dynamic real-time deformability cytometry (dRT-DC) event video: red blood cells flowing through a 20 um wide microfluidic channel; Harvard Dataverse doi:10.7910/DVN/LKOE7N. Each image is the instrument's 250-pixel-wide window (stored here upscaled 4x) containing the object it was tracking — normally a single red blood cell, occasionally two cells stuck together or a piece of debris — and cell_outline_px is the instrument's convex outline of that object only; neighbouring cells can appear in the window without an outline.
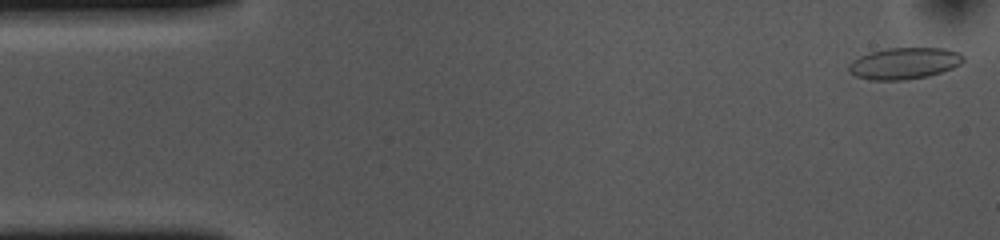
{"species": "common noctule bat (a hibernating species)", "species_latin": "Nyctalus noctula", "temperature_condition": "cold", "stored_images_in_passage": 53, "camera_frame_rate_fps": 3000, "um_per_image_px": 0.085, "animal": {"sex": "female", "body_mass_g": 10.0, "forearm_length_mm": 53.1}, "frame": {"image": 1, "passage_image": 1, "time_ms": 0.0, "image_size_px": [1000, 240], "cell_outline_px": [[964, 60], [960, 64], [952, 68], [928, 76], [904, 80], [868, 80], [856, 76], [848, 72], [848, 64], [852, 60], [868, 52], [888, 48], [944, 48], [960, 52], [964, 56]], "centroid_in_image_um": [76.84, 5.38], "position_along_channel_um": 8.2, "area_um2": 21.21}}
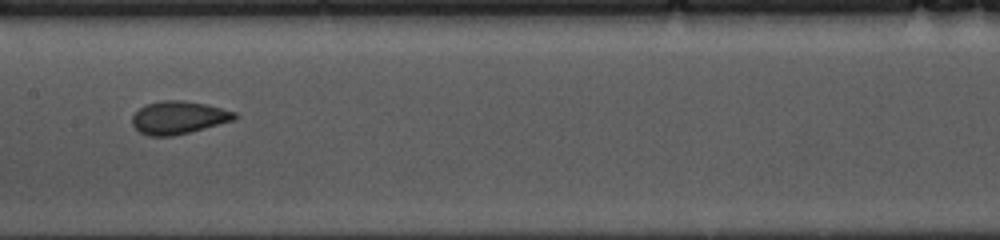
{"frame": {"image": 2, "passage_image": 25, "time_ms": 8.0, "image_size_px": [1000, 240], "cell_outline_px": [[240, 116], [236, 120], [172, 136], [148, 136], [140, 132], [132, 124], [132, 116], [140, 108], [148, 104], [164, 100], [184, 100], [208, 104], [236, 112]], "centroid_in_image_um": [15.22, 9.99], "position_along_channel_um": 192.2, "area_um2": 19.65}}
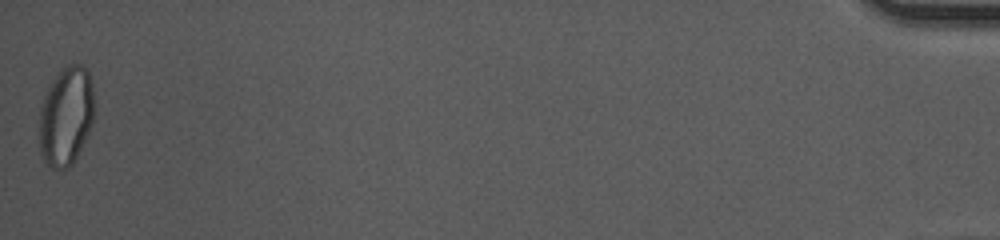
{"frame": {"image": 3, "passage_image": 53, "time_ms": 17.333, "image_size_px": [1000, 240], "cell_outline_px": [[92, 124], [72, 164], [68, 168], [52, 168], [44, 160], [40, 152], [40, 108], [44, 96], [48, 88], [64, 64], [80, 64], [88, 72], [92, 84]], "centroid_in_image_um": [5.59, 9.85], "position_along_channel_um": 429.6, "area_um2": 31.04}, "authors_computed_cell_mechanics": {"area_um2": 20.4612, "velocity_mm_per_s": 3.6465, "shape_relaxation_time_tau1_ms": 9.7816, "shape_relaxation_time_tau2_ms": 1.0074, "deformation_change_tau1": 0.2109, "deformation_change_tau2": 0.0635}}